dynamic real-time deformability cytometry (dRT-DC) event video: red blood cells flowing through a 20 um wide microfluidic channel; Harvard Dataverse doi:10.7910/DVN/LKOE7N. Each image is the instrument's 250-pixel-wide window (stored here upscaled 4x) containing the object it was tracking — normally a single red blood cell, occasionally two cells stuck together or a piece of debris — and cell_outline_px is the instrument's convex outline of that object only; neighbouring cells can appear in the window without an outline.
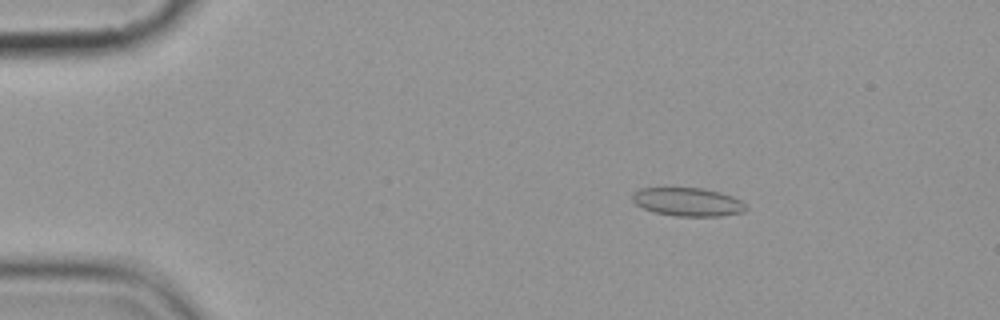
{"species": "common noctule bat (a hibernating species)", "species_latin": "Nyctalus noctula", "temperature_condition": "cold", "stored_images_in_passage": 5, "camera_frame_rate_fps": 3000, "um_per_image_px": 0.085, "animal": {"sex": "female", "body_mass_g": 19.9}, "frame": {"image": 1, "passage_image": 3, "time_ms": 3.0, "image_size_px": [1000, 320], "cell_outline_px": [[748, 208], [744, 212], [720, 216], [676, 216], [652, 212], [636, 204], [632, 200], [632, 192], [640, 188], [704, 188], [720, 192], [732, 196], [740, 200]], "centroid_in_image_um": [58.45, 17.16], "position_along_channel_um": 26.5, "area_um2": 18.9}}